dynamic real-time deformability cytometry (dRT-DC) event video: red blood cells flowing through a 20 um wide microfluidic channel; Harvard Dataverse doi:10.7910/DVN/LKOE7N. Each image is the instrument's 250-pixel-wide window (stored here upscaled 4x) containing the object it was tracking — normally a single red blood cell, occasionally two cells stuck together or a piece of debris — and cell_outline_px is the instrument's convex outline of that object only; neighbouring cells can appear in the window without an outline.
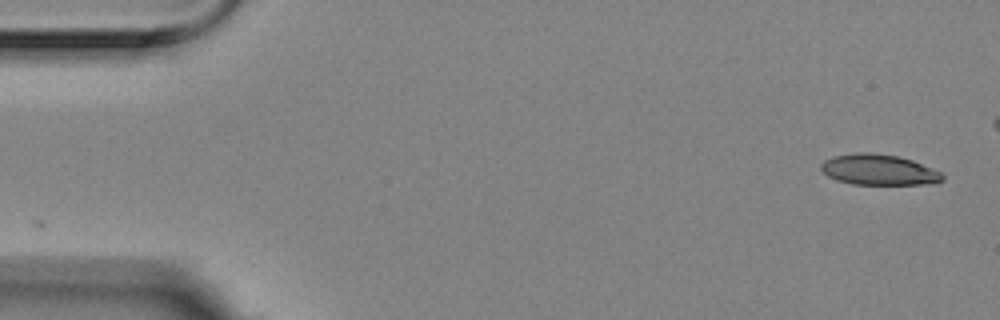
{"species": "Egyptian fruit bat (a non-hibernating species)", "species_latin": "Rousettus aegyptiacus", "temperature_condition": "room temperature", "stored_images_in_passage": 56, "camera_frame_rate_fps": 3000, "um_per_image_px": 0.085, "animal": {"sex": "female"}, "frame": {"image": 1, "passage_image": 1, "time_ms": 0.0, "image_size_px": [1000, 320], "cell_outline_px": [[944, 180], [936, 184], [852, 184], [836, 180], [828, 176], [820, 168], [820, 164], [824, 160], [836, 156], [856, 152], [872, 152], [896, 156], [912, 160], [940, 172], [944, 176]], "centroid_in_image_um": [74.7, 14.43], "position_along_channel_um": 10.3, "area_um2": 21.68}}
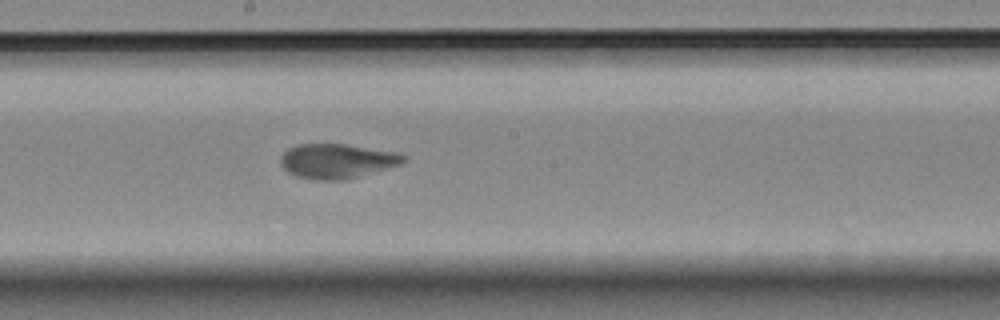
{"frame": {"image": 2, "passage_image": 30, "time_ms": 9.667, "image_size_px": [1000, 320], "cell_outline_px": [[408, 156], [400, 164], [348, 180], [312, 180], [296, 176], [288, 172], [280, 164], [280, 156], [288, 148], [296, 144], [344, 144], [400, 152]], "centroid_in_image_um": [28.64, 13.69], "position_along_channel_um": 219.6, "area_um2": 25.09}}
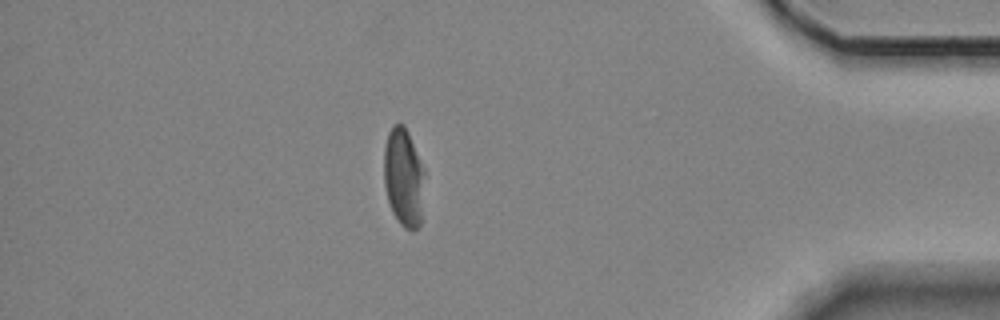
{"frame": {"image": 3, "passage_image": 49, "time_ms": 16.0, "image_size_px": [1000, 320], "cell_outline_px": [[424, 172], [420, 224], [412, 232], [404, 228], [400, 224], [392, 212], [388, 200], [384, 184], [384, 148], [388, 132], [392, 124], [404, 124], [408, 132]], "centroid_in_image_um": [34.27, 15.08], "position_along_channel_um": 400.9, "area_um2": 23.06}, "authors_computed_cell_mechanics": {"area_um2": 24.2182, "velocity_mm_per_s": 3.4696, "shape_relaxation_time_tau1_ms": 3.2894, "shape_relaxation_time_tau2_ms": 1.4401, "deformation_change_tau1": 0.17, "deformation_change_tau2": 0.088}}